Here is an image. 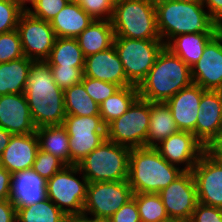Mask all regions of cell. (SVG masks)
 Masks as SVG:
<instances>
[{"mask_svg":"<svg viewBox=\"0 0 222 222\" xmlns=\"http://www.w3.org/2000/svg\"><path fill=\"white\" fill-rule=\"evenodd\" d=\"M207 150L216 158L222 160V129L219 136L212 142Z\"/></svg>","mask_w":222,"mask_h":222,"instance_id":"obj_46","label":"cell"},{"mask_svg":"<svg viewBox=\"0 0 222 222\" xmlns=\"http://www.w3.org/2000/svg\"><path fill=\"white\" fill-rule=\"evenodd\" d=\"M221 125H222V109H221Z\"/></svg>","mask_w":222,"mask_h":222,"instance_id":"obj_52","label":"cell"},{"mask_svg":"<svg viewBox=\"0 0 222 222\" xmlns=\"http://www.w3.org/2000/svg\"><path fill=\"white\" fill-rule=\"evenodd\" d=\"M168 222H186V221H180V220H170Z\"/></svg>","mask_w":222,"mask_h":222,"instance_id":"obj_51","label":"cell"},{"mask_svg":"<svg viewBox=\"0 0 222 222\" xmlns=\"http://www.w3.org/2000/svg\"><path fill=\"white\" fill-rule=\"evenodd\" d=\"M84 67H50L54 82L66 89L82 81Z\"/></svg>","mask_w":222,"mask_h":222,"instance_id":"obj_40","label":"cell"},{"mask_svg":"<svg viewBox=\"0 0 222 222\" xmlns=\"http://www.w3.org/2000/svg\"><path fill=\"white\" fill-rule=\"evenodd\" d=\"M151 102L138 97L121 117L106 127L107 139L129 148L147 147Z\"/></svg>","mask_w":222,"mask_h":222,"instance_id":"obj_9","label":"cell"},{"mask_svg":"<svg viewBox=\"0 0 222 222\" xmlns=\"http://www.w3.org/2000/svg\"><path fill=\"white\" fill-rule=\"evenodd\" d=\"M71 0H36L29 8L33 17L51 22V20L70 2Z\"/></svg>","mask_w":222,"mask_h":222,"instance_id":"obj_39","label":"cell"},{"mask_svg":"<svg viewBox=\"0 0 222 222\" xmlns=\"http://www.w3.org/2000/svg\"><path fill=\"white\" fill-rule=\"evenodd\" d=\"M64 166L66 165L60 159L39 149L32 169L42 178L48 180Z\"/></svg>","mask_w":222,"mask_h":222,"instance_id":"obj_36","label":"cell"},{"mask_svg":"<svg viewBox=\"0 0 222 222\" xmlns=\"http://www.w3.org/2000/svg\"><path fill=\"white\" fill-rule=\"evenodd\" d=\"M16 209L17 222H64L68 217L48 198Z\"/></svg>","mask_w":222,"mask_h":222,"instance_id":"obj_32","label":"cell"},{"mask_svg":"<svg viewBox=\"0 0 222 222\" xmlns=\"http://www.w3.org/2000/svg\"><path fill=\"white\" fill-rule=\"evenodd\" d=\"M178 131L175 120L166 102H151L147 147H155L164 139Z\"/></svg>","mask_w":222,"mask_h":222,"instance_id":"obj_27","label":"cell"},{"mask_svg":"<svg viewBox=\"0 0 222 222\" xmlns=\"http://www.w3.org/2000/svg\"><path fill=\"white\" fill-rule=\"evenodd\" d=\"M205 91L192 83L166 101L179 131L191 132L195 136L199 105Z\"/></svg>","mask_w":222,"mask_h":222,"instance_id":"obj_20","label":"cell"},{"mask_svg":"<svg viewBox=\"0 0 222 222\" xmlns=\"http://www.w3.org/2000/svg\"><path fill=\"white\" fill-rule=\"evenodd\" d=\"M33 62L24 56L0 63V95L25 93L29 69Z\"/></svg>","mask_w":222,"mask_h":222,"instance_id":"obj_26","label":"cell"},{"mask_svg":"<svg viewBox=\"0 0 222 222\" xmlns=\"http://www.w3.org/2000/svg\"><path fill=\"white\" fill-rule=\"evenodd\" d=\"M198 202L222 209V160L206 150L192 169Z\"/></svg>","mask_w":222,"mask_h":222,"instance_id":"obj_14","label":"cell"},{"mask_svg":"<svg viewBox=\"0 0 222 222\" xmlns=\"http://www.w3.org/2000/svg\"><path fill=\"white\" fill-rule=\"evenodd\" d=\"M45 62L49 67H84L85 57L76 38L57 37Z\"/></svg>","mask_w":222,"mask_h":222,"instance_id":"obj_29","label":"cell"},{"mask_svg":"<svg viewBox=\"0 0 222 222\" xmlns=\"http://www.w3.org/2000/svg\"><path fill=\"white\" fill-rule=\"evenodd\" d=\"M39 141L36 132L26 135H12L8 146L2 153L0 165L11 174L32 169Z\"/></svg>","mask_w":222,"mask_h":222,"instance_id":"obj_21","label":"cell"},{"mask_svg":"<svg viewBox=\"0 0 222 222\" xmlns=\"http://www.w3.org/2000/svg\"><path fill=\"white\" fill-rule=\"evenodd\" d=\"M189 222H222V209L198 202Z\"/></svg>","mask_w":222,"mask_h":222,"instance_id":"obj_42","label":"cell"},{"mask_svg":"<svg viewBox=\"0 0 222 222\" xmlns=\"http://www.w3.org/2000/svg\"><path fill=\"white\" fill-rule=\"evenodd\" d=\"M210 16L222 27V0H202Z\"/></svg>","mask_w":222,"mask_h":222,"instance_id":"obj_45","label":"cell"},{"mask_svg":"<svg viewBox=\"0 0 222 222\" xmlns=\"http://www.w3.org/2000/svg\"><path fill=\"white\" fill-rule=\"evenodd\" d=\"M24 94L36 128L63 124L66 117L64 90L54 82L45 61L32 63Z\"/></svg>","mask_w":222,"mask_h":222,"instance_id":"obj_1","label":"cell"},{"mask_svg":"<svg viewBox=\"0 0 222 222\" xmlns=\"http://www.w3.org/2000/svg\"><path fill=\"white\" fill-rule=\"evenodd\" d=\"M81 83L83 84L86 93L98 105H100L110 96L114 95L120 89V87L114 83L85 77L84 75Z\"/></svg>","mask_w":222,"mask_h":222,"instance_id":"obj_35","label":"cell"},{"mask_svg":"<svg viewBox=\"0 0 222 222\" xmlns=\"http://www.w3.org/2000/svg\"><path fill=\"white\" fill-rule=\"evenodd\" d=\"M132 196L133 191L127 180L89 183L82 216L105 222Z\"/></svg>","mask_w":222,"mask_h":222,"instance_id":"obj_10","label":"cell"},{"mask_svg":"<svg viewBox=\"0 0 222 222\" xmlns=\"http://www.w3.org/2000/svg\"><path fill=\"white\" fill-rule=\"evenodd\" d=\"M130 150L106 139L77 166L89 183L125 181L128 179Z\"/></svg>","mask_w":222,"mask_h":222,"instance_id":"obj_6","label":"cell"},{"mask_svg":"<svg viewBox=\"0 0 222 222\" xmlns=\"http://www.w3.org/2000/svg\"><path fill=\"white\" fill-rule=\"evenodd\" d=\"M23 12L14 0H0V34L17 29Z\"/></svg>","mask_w":222,"mask_h":222,"instance_id":"obj_37","label":"cell"},{"mask_svg":"<svg viewBox=\"0 0 222 222\" xmlns=\"http://www.w3.org/2000/svg\"><path fill=\"white\" fill-rule=\"evenodd\" d=\"M114 30L111 20H93L77 37L84 57L102 52L113 46Z\"/></svg>","mask_w":222,"mask_h":222,"instance_id":"obj_24","label":"cell"},{"mask_svg":"<svg viewBox=\"0 0 222 222\" xmlns=\"http://www.w3.org/2000/svg\"><path fill=\"white\" fill-rule=\"evenodd\" d=\"M17 209L11 202V199L0 201V222H17Z\"/></svg>","mask_w":222,"mask_h":222,"instance_id":"obj_44","label":"cell"},{"mask_svg":"<svg viewBox=\"0 0 222 222\" xmlns=\"http://www.w3.org/2000/svg\"><path fill=\"white\" fill-rule=\"evenodd\" d=\"M184 170L166 161L154 147L131 148L128 183L133 193H159Z\"/></svg>","mask_w":222,"mask_h":222,"instance_id":"obj_4","label":"cell"},{"mask_svg":"<svg viewBox=\"0 0 222 222\" xmlns=\"http://www.w3.org/2000/svg\"><path fill=\"white\" fill-rule=\"evenodd\" d=\"M17 30L25 57L34 62L49 58L57 38L50 22L24 11L19 18Z\"/></svg>","mask_w":222,"mask_h":222,"instance_id":"obj_12","label":"cell"},{"mask_svg":"<svg viewBox=\"0 0 222 222\" xmlns=\"http://www.w3.org/2000/svg\"><path fill=\"white\" fill-rule=\"evenodd\" d=\"M88 184L77 165H66L46 180V195L67 216H82Z\"/></svg>","mask_w":222,"mask_h":222,"instance_id":"obj_7","label":"cell"},{"mask_svg":"<svg viewBox=\"0 0 222 222\" xmlns=\"http://www.w3.org/2000/svg\"><path fill=\"white\" fill-rule=\"evenodd\" d=\"M39 149L70 165L69 135L63 125H48L36 128Z\"/></svg>","mask_w":222,"mask_h":222,"instance_id":"obj_28","label":"cell"},{"mask_svg":"<svg viewBox=\"0 0 222 222\" xmlns=\"http://www.w3.org/2000/svg\"><path fill=\"white\" fill-rule=\"evenodd\" d=\"M191 78L204 90L222 91V30L206 44L201 58L191 67Z\"/></svg>","mask_w":222,"mask_h":222,"instance_id":"obj_16","label":"cell"},{"mask_svg":"<svg viewBox=\"0 0 222 222\" xmlns=\"http://www.w3.org/2000/svg\"><path fill=\"white\" fill-rule=\"evenodd\" d=\"M64 222H94L85 216H68Z\"/></svg>","mask_w":222,"mask_h":222,"instance_id":"obj_49","label":"cell"},{"mask_svg":"<svg viewBox=\"0 0 222 222\" xmlns=\"http://www.w3.org/2000/svg\"><path fill=\"white\" fill-rule=\"evenodd\" d=\"M94 19L74 1H70L50 22L56 37L76 38Z\"/></svg>","mask_w":222,"mask_h":222,"instance_id":"obj_23","label":"cell"},{"mask_svg":"<svg viewBox=\"0 0 222 222\" xmlns=\"http://www.w3.org/2000/svg\"><path fill=\"white\" fill-rule=\"evenodd\" d=\"M222 91L206 90L201 97L195 127V137L207 149L219 136L221 125Z\"/></svg>","mask_w":222,"mask_h":222,"instance_id":"obj_18","label":"cell"},{"mask_svg":"<svg viewBox=\"0 0 222 222\" xmlns=\"http://www.w3.org/2000/svg\"><path fill=\"white\" fill-rule=\"evenodd\" d=\"M83 75L114 83L120 88L132 86L127 80L124 67L114 45L105 51L87 56L84 62Z\"/></svg>","mask_w":222,"mask_h":222,"instance_id":"obj_19","label":"cell"},{"mask_svg":"<svg viewBox=\"0 0 222 222\" xmlns=\"http://www.w3.org/2000/svg\"><path fill=\"white\" fill-rule=\"evenodd\" d=\"M24 57L20 35L17 29L0 34V63Z\"/></svg>","mask_w":222,"mask_h":222,"instance_id":"obj_34","label":"cell"},{"mask_svg":"<svg viewBox=\"0 0 222 222\" xmlns=\"http://www.w3.org/2000/svg\"><path fill=\"white\" fill-rule=\"evenodd\" d=\"M157 29L166 45L186 33H218L221 26L210 16L202 1L154 0Z\"/></svg>","mask_w":222,"mask_h":222,"instance_id":"obj_2","label":"cell"},{"mask_svg":"<svg viewBox=\"0 0 222 222\" xmlns=\"http://www.w3.org/2000/svg\"><path fill=\"white\" fill-rule=\"evenodd\" d=\"M159 195L170 220L189 222L198 204L197 189L192 171H184Z\"/></svg>","mask_w":222,"mask_h":222,"instance_id":"obj_13","label":"cell"},{"mask_svg":"<svg viewBox=\"0 0 222 222\" xmlns=\"http://www.w3.org/2000/svg\"><path fill=\"white\" fill-rule=\"evenodd\" d=\"M139 97L137 86L120 88L114 95L99 105V113L107 126L114 119L121 117Z\"/></svg>","mask_w":222,"mask_h":222,"instance_id":"obj_30","label":"cell"},{"mask_svg":"<svg viewBox=\"0 0 222 222\" xmlns=\"http://www.w3.org/2000/svg\"><path fill=\"white\" fill-rule=\"evenodd\" d=\"M0 127L12 135L36 132L24 93L0 95Z\"/></svg>","mask_w":222,"mask_h":222,"instance_id":"obj_17","label":"cell"},{"mask_svg":"<svg viewBox=\"0 0 222 222\" xmlns=\"http://www.w3.org/2000/svg\"><path fill=\"white\" fill-rule=\"evenodd\" d=\"M62 125L69 135L70 165H77L107 139L101 116L66 115Z\"/></svg>","mask_w":222,"mask_h":222,"instance_id":"obj_11","label":"cell"},{"mask_svg":"<svg viewBox=\"0 0 222 222\" xmlns=\"http://www.w3.org/2000/svg\"><path fill=\"white\" fill-rule=\"evenodd\" d=\"M173 1L191 2V1H202V0H173Z\"/></svg>","mask_w":222,"mask_h":222,"instance_id":"obj_50","label":"cell"},{"mask_svg":"<svg viewBox=\"0 0 222 222\" xmlns=\"http://www.w3.org/2000/svg\"><path fill=\"white\" fill-rule=\"evenodd\" d=\"M77 2L82 9L94 20H111L114 13L113 0H72Z\"/></svg>","mask_w":222,"mask_h":222,"instance_id":"obj_38","label":"cell"},{"mask_svg":"<svg viewBox=\"0 0 222 222\" xmlns=\"http://www.w3.org/2000/svg\"><path fill=\"white\" fill-rule=\"evenodd\" d=\"M105 222H141L135 199L132 197Z\"/></svg>","mask_w":222,"mask_h":222,"instance_id":"obj_41","label":"cell"},{"mask_svg":"<svg viewBox=\"0 0 222 222\" xmlns=\"http://www.w3.org/2000/svg\"><path fill=\"white\" fill-rule=\"evenodd\" d=\"M217 33H186L173 37L166 45L190 68L199 61L206 44Z\"/></svg>","mask_w":222,"mask_h":222,"instance_id":"obj_25","label":"cell"},{"mask_svg":"<svg viewBox=\"0 0 222 222\" xmlns=\"http://www.w3.org/2000/svg\"><path fill=\"white\" fill-rule=\"evenodd\" d=\"M192 83L191 68L164 46L138 86V93L149 102H166Z\"/></svg>","mask_w":222,"mask_h":222,"instance_id":"obj_3","label":"cell"},{"mask_svg":"<svg viewBox=\"0 0 222 222\" xmlns=\"http://www.w3.org/2000/svg\"><path fill=\"white\" fill-rule=\"evenodd\" d=\"M154 148L166 161L184 171H192L201 155L207 150L193 133L187 131L176 132Z\"/></svg>","mask_w":222,"mask_h":222,"instance_id":"obj_15","label":"cell"},{"mask_svg":"<svg viewBox=\"0 0 222 222\" xmlns=\"http://www.w3.org/2000/svg\"><path fill=\"white\" fill-rule=\"evenodd\" d=\"M12 134L0 127V159L3 151L8 146Z\"/></svg>","mask_w":222,"mask_h":222,"instance_id":"obj_47","label":"cell"},{"mask_svg":"<svg viewBox=\"0 0 222 222\" xmlns=\"http://www.w3.org/2000/svg\"><path fill=\"white\" fill-rule=\"evenodd\" d=\"M113 45L127 80L137 87L146 78L156 57L165 46L161 39L142 40L127 37H114Z\"/></svg>","mask_w":222,"mask_h":222,"instance_id":"obj_8","label":"cell"},{"mask_svg":"<svg viewBox=\"0 0 222 222\" xmlns=\"http://www.w3.org/2000/svg\"><path fill=\"white\" fill-rule=\"evenodd\" d=\"M12 174L0 165V201L10 199Z\"/></svg>","mask_w":222,"mask_h":222,"instance_id":"obj_43","label":"cell"},{"mask_svg":"<svg viewBox=\"0 0 222 222\" xmlns=\"http://www.w3.org/2000/svg\"><path fill=\"white\" fill-rule=\"evenodd\" d=\"M46 198V180L33 169L12 174L10 199L16 208L38 203Z\"/></svg>","mask_w":222,"mask_h":222,"instance_id":"obj_22","label":"cell"},{"mask_svg":"<svg viewBox=\"0 0 222 222\" xmlns=\"http://www.w3.org/2000/svg\"><path fill=\"white\" fill-rule=\"evenodd\" d=\"M14 1L23 11H27L29 8H31V6L35 3L36 0H14ZM27 4L28 5L31 4L30 7L27 6Z\"/></svg>","mask_w":222,"mask_h":222,"instance_id":"obj_48","label":"cell"},{"mask_svg":"<svg viewBox=\"0 0 222 222\" xmlns=\"http://www.w3.org/2000/svg\"><path fill=\"white\" fill-rule=\"evenodd\" d=\"M132 197L138 206L141 222L170 221L159 193H133Z\"/></svg>","mask_w":222,"mask_h":222,"instance_id":"obj_33","label":"cell"},{"mask_svg":"<svg viewBox=\"0 0 222 222\" xmlns=\"http://www.w3.org/2000/svg\"><path fill=\"white\" fill-rule=\"evenodd\" d=\"M111 23L115 37L161 39L157 29L154 0L115 2Z\"/></svg>","mask_w":222,"mask_h":222,"instance_id":"obj_5","label":"cell"},{"mask_svg":"<svg viewBox=\"0 0 222 222\" xmlns=\"http://www.w3.org/2000/svg\"><path fill=\"white\" fill-rule=\"evenodd\" d=\"M64 107L66 115L100 116L99 105L86 93L81 82L64 89Z\"/></svg>","mask_w":222,"mask_h":222,"instance_id":"obj_31","label":"cell"}]
</instances>
